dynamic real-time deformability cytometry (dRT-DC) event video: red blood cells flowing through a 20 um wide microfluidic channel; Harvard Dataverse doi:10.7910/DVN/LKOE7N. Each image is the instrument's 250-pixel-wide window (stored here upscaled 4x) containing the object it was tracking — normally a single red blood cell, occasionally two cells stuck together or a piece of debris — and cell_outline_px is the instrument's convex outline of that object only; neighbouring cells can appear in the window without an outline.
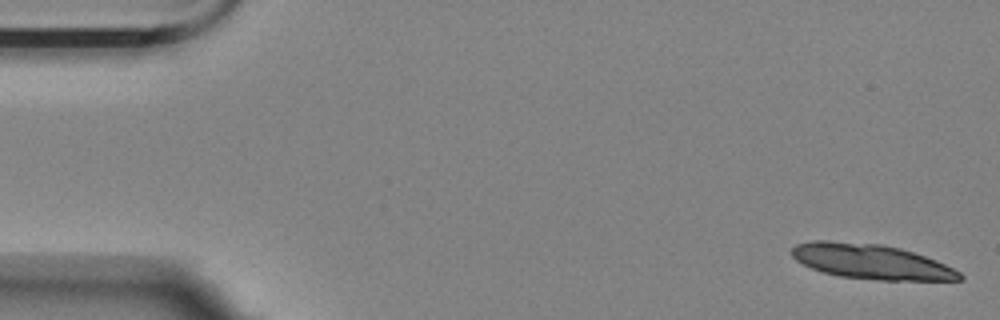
{"species": "Egyptian fruit bat (a non-hibernating species)", "species_latin": "Rousettus aegyptiacus", "temperature_condition": "room temperature", "stored_images_in_passage": 5, "camera_frame_rate_fps": 3000, "um_per_image_px": 0.085, "animal": {"sex": "female"}, "frame": {"image": 1, "passage_image": 1, "time_ms": 0.0, "image_size_px": [1000, 320], "cell_outline_px": [[964, 280], [876, 280], [840, 276], [824, 272], [812, 268], [796, 260], [792, 256], [792, 248], [796, 244], [812, 240], [828, 240], [880, 244], [900, 248], [936, 260], [960, 272], [964, 276]], "centroid_in_image_um": [74.04, 22.23], "position_along_channel_um": 11.0, "area_um2": 33.99}}